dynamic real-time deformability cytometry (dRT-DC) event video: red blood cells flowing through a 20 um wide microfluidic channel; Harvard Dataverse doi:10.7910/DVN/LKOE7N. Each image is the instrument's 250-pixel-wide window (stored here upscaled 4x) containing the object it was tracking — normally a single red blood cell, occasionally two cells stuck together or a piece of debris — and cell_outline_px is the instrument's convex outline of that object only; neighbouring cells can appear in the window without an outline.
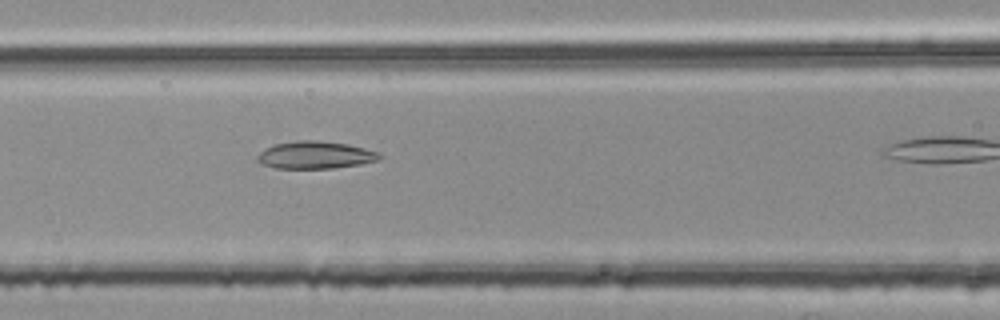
{"species": "common noctule bat (a hibernating species)", "species_latin": "Nyctalus noctula", "temperature_condition": "room temperature", "stored_images_in_passage": 5, "camera_frame_rate_fps": 3000, "um_per_image_px": 0.085, "animal": {"sex": "female", "body_mass_g": 25.1}, "frame": {"image": 1, "passage_image": 4, "time_ms": 1.0, "image_size_px": [1000, 320], "cell_outline_px": [[380, 160], [360, 164], [332, 168], [276, 168], [264, 164], [256, 160], [256, 156], [264, 148], [276, 144], [296, 140], [316, 140], [348, 144], [380, 152]], "centroid_in_image_um": [26.8, 13.17], "position_along_channel_um": 139.8, "area_um2": 19.48}}